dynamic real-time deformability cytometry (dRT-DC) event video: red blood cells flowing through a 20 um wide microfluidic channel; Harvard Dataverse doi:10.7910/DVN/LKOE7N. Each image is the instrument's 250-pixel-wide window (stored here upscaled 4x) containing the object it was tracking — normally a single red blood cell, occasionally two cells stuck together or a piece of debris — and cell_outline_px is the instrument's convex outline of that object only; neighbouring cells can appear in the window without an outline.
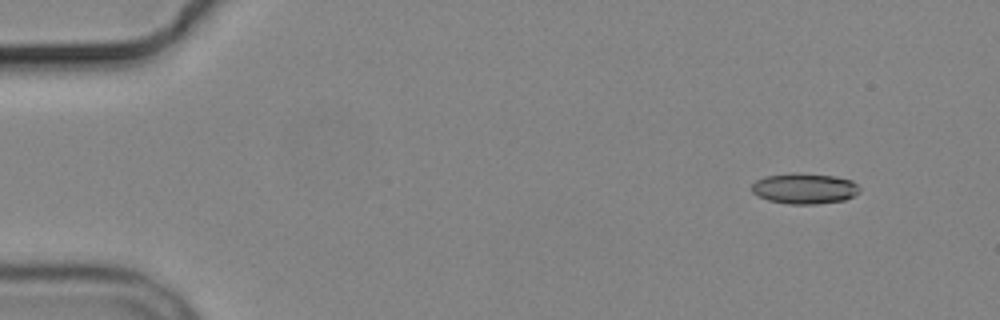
{"species": "common noctule bat (a hibernating species)", "species_latin": "Nyctalus noctula", "temperature_condition": "cold", "stored_images_in_passage": 6, "camera_frame_rate_fps": 3000, "um_per_image_px": 0.085, "animal": {"sex": "male", "body_mass_g": 19.2, "forearm_length_mm": 51.8}, "frame": {"image": 1, "passage_image": 2, "time_ms": 1.333, "image_size_px": [1000, 320], "cell_outline_px": [[860, 192], [844, 200], [816, 204], [788, 204], [768, 200], [752, 192], [752, 184], [756, 180], [764, 176], [792, 172], [796, 172], [836, 176], [852, 180], [860, 188]], "centroid_in_image_um": [68.38, 16.01], "position_along_channel_um": 16.6, "area_um2": 19.42}}
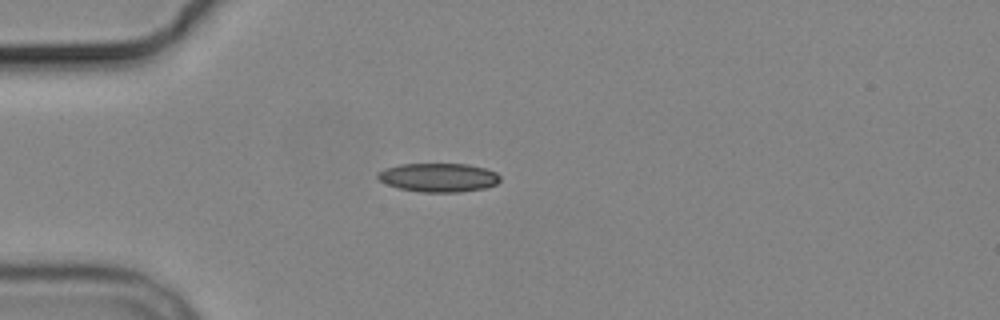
{"frame": {"image": 2, "passage_image": 5, "time_ms": 4.667, "image_size_px": [1000, 320], "cell_outline_px": [[500, 180], [496, 184], [484, 188], [460, 192], [420, 192], [400, 188], [388, 184], [380, 180], [376, 176], [376, 172], [384, 168], [400, 164], [468, 164], [484, 168], [496, 172], [500, 176]], "centroid_in_image_um": [37.26, 15.08], "position_along_channel_um": 47.7, "area_um2": 20.52}}